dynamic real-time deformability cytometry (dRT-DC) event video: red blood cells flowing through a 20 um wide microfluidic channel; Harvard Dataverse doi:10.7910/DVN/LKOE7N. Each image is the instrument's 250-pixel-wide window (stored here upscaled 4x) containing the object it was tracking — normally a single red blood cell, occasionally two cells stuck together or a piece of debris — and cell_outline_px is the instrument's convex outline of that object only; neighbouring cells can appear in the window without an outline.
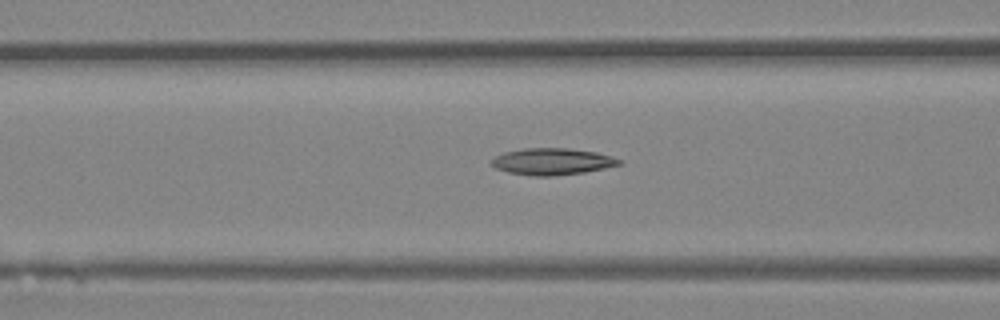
{"species": "Egyptian fruit bat (a non-hibernating species)", "species_latin": "Rousettus aegyptiacus", "temperature_condition": "room temperature", "stored_images_in_passage": 46, "camera_frame_rate_fps": 3000, "um_per_image_px": 0.085, "animal": {"sex": "female"}, "frame": {"image": 1, "passage_image": 18, "time_ms": 5.667, "image_size_px": [1000, 320], "cell_outline_px": [[624, 164], [584, 172], [552, 176], [532, 176], [508, 172], [496, 168], [492, 164], [492, 160], [496, 156], [504, 152], [524, 148], [568, 148], [596, 152], [612, 156], [624, 160]], "centroid_in_image_um": [46.99, 13.73], "position_along_channel_um": 119.6, "area_um2": 19.88}}
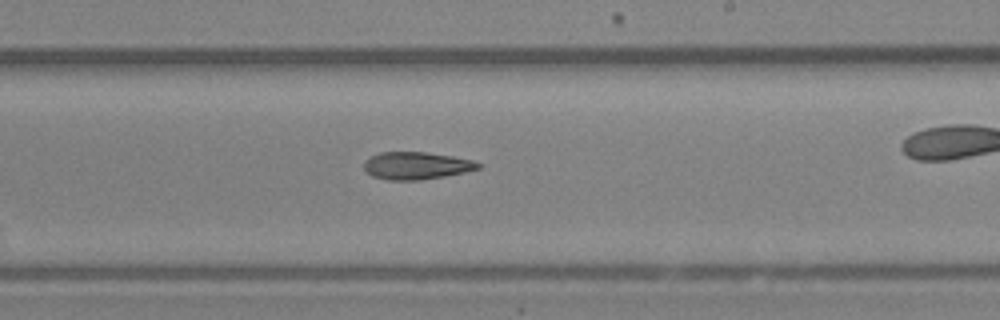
{"frame": {"image": 2, "passage_image": 27, "time_ms": 8.667, "image_size_px": [1000, 320], "cell_outline_px": [[480, 168], [464, 172], [444, 176], [420, 180], [388, 180], [372, 176], [364, 168], [364, 164], [372, 156], [380, 152], [424, 152], [452, 156], [472, 160], [480, 164]], "centroid_in_image_um": [35.39, 14.08], "position_along_channel_um": 253.6, "area_um2": 17.98}}
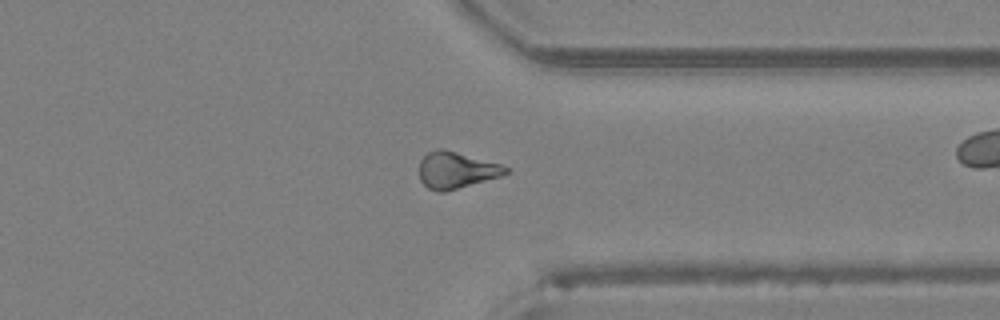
{"frame": {"image": 3, "passage_image": 35, "time_ms": 11.333, "image_size_px": [1000, 320], "cell_outline_px": [[512, 168], [508, 172], [500, 176], [444, 192], [436, 192], [428, 188], [420, 180], [420, 160], [428, 152], [436, 148], [440, 148], [456, 152], [500, 164]], "centroid_in_image_um": [38.76, 14.46], "position_along_channel_um": 372.6, "area_um2": 18.21}}